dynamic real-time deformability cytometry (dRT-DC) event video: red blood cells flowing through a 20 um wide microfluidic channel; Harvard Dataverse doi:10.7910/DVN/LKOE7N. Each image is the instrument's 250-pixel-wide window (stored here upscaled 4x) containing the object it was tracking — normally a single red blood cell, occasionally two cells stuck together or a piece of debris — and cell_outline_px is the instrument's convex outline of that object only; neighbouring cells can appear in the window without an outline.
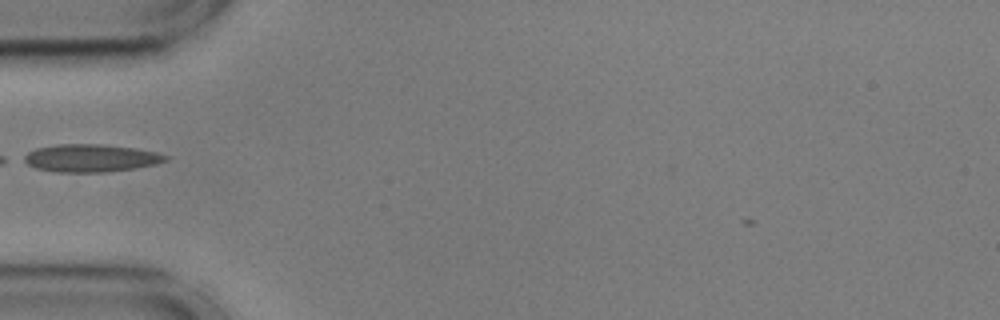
{"species": "common noctule bat (a hibernating species)", "species_latin": "Nyctalus noctula", "temperature_condition": "cold", "stored_images_in_passage": 24, "camera_frame_rate_fps": 3000, "um_per_image_px": 0.085, "animal": {"sex": "male", "body_mass_g": 17.9, "forearm_length_mm": 54.2}, "frame": {"image": 1, "passage_image": 2, "time_ms": 0.333, "image_size_px": [1000, 320], "cell_outline_px": [[168, 160], [156, 164], [132, 168], [104, 172], [56, 172], [36, 168], [20, 160], [20, 156], [36, 148], [56, 144], [104, 144], [136, 148], [156, 152], [168, 156]], "centroid_in_image_um": [7.66, 13.43], "position_along_channel_um": 77.3, "area_um2": 23.0}}